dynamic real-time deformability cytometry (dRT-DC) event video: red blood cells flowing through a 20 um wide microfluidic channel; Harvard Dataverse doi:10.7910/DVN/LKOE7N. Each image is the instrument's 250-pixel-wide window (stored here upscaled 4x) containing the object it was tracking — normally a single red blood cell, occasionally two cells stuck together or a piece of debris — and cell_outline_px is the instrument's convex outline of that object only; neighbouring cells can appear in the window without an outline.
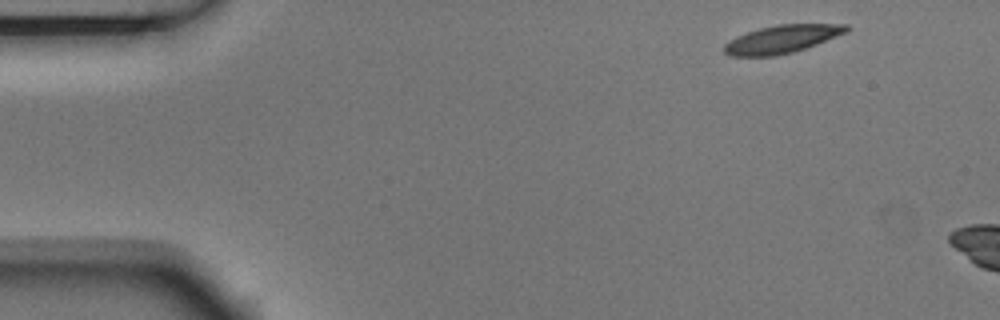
{"species": "Egyptian fruit bat (a non-hibernating species)", "species_latin": "Rousettus aegyptiacus", "temperature_condition": "room temperature", "stored_images_in_passage": 3, "camera_frame_rate_fps": 3000, "um_per_image_px": 0.085, "animal": {"sex": "male"}, "frame": {"image": 1, "passage_image": 1, "time_ms": 0.0, "image_size_px": [1000, 320], "cell_outline_px": [[852, 28], [848, 32], [816, 44], [792, 52], [776, 56], [732, 56], [724, 52], [724, 44], [736, 36], [760, 28], [776, 24], [848, 24]], "centroid_in_image_um": [66.49, 3.31], "position_along_channel_um": 18.5, "area_um2": 19.88}}